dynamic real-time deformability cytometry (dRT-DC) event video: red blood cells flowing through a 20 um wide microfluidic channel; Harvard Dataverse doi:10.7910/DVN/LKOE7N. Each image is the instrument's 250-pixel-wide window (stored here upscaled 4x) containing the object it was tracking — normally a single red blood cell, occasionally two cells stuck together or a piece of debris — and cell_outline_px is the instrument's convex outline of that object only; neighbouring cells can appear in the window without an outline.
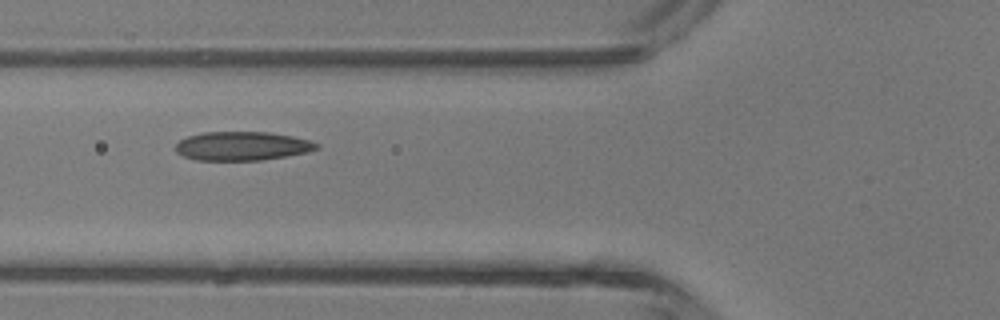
{"species": "common noctule bat (a hibernating species)", "species_latin": "Nyctalus noctula", "temperature_condition": "room temperature", "stored_images_in_passage": 2, "camera_frame_rate_fps": 3000, "um_per_image_px": 0.085, "animal": {"sex": "male", "body_mass_g": 13.3}, "frame": {"image": 1, "passage_image": 2, "time_ms": 2.0, "image_size_px": [1000, 320], "cell_outline_px": [[320, 148], [308, 152], [260, 160], [196, 160], [184, 156], [176, 152], [176, 144], [180, 140], [188, 136], [204, 132], [268, 132], [292, 136], [312, 140], [320, 144]], "centroid_in_image_um": [20.62, 12.41], "position_along_channel_um": 105.2, "area_um2": 23.7}}